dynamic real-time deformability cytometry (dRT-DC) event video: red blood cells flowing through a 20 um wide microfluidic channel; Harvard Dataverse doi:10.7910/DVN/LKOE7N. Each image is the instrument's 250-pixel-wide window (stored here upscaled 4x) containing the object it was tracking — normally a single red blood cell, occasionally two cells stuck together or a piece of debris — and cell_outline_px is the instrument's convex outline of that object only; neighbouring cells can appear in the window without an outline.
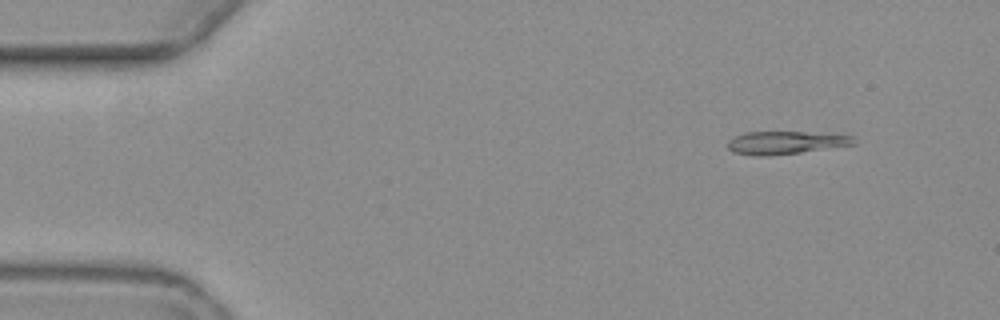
{"species": "common noctule bat (a hibernating species)", "species_latin": "Nyctalus noctula", "temperature_condition": "warm", "stored_images_in_passage": 5, "camera_frame_rate_fps": 3000, "um_per_image_px": 0.085, "animal": {"sex": "female", "body_mass_g": 19.3, "forearm_length_mm": 54.1}, "frame": {"image": 1, "passage_image": 2, "time_ms": 1.0, "image_size_px": [1000, 320], "cell_outline_px": [[856, 144], [772, 156], [756, 156], [732, 152], [728, 148], [728, 140], [744, 132], [804, 132], [852, 136]], "centroid_in_image_um": [66.71, 12.13], "position_along_channel_um": 18.3, "area_um2": 16.65}}